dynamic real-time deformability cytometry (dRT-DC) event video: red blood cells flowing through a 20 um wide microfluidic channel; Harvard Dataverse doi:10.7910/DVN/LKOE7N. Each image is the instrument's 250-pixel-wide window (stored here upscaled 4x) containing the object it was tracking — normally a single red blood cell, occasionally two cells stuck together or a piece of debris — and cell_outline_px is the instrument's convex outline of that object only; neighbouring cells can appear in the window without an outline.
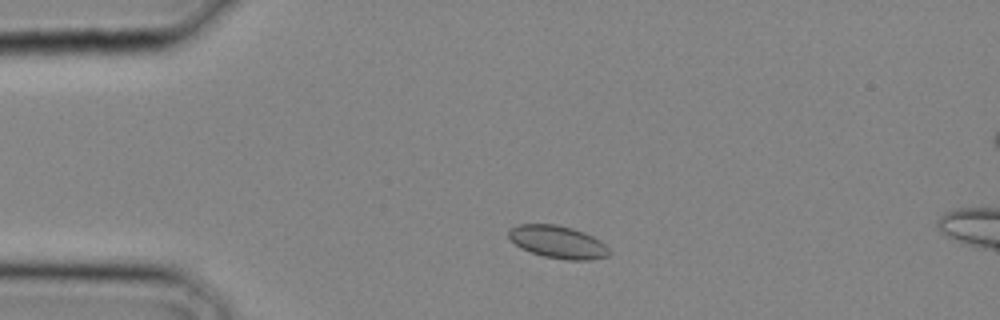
{"species": "common noctule bat (a hibernating species)", "species_latin": "Nyctalus noctula", "temperature_condition": "cold", "stored_images_in_passage": 3, "camera_frame_rate_fps": 3000, "um_per_image_px": 0.085, "animal": {"sex": "male", "body_mass_g": 20.4}, "frame": {"image": 1, "passage_image": 2, "time_ms": 0.333, "image_size_px": [1000, 320], "cell_outline_px": [[612, 252], [608, 256], [592, 260], [568, 260], [544, 256], [532, 252], [516, 244], [508, 236], [508, 228], [520, 224], [556, 224], [572, 228], [584, 232], [600, 240]], "centroid_in_image_um": [47.45, 20.56], "position_along_channel_um": 37.6, "area_um2": 19.02}}